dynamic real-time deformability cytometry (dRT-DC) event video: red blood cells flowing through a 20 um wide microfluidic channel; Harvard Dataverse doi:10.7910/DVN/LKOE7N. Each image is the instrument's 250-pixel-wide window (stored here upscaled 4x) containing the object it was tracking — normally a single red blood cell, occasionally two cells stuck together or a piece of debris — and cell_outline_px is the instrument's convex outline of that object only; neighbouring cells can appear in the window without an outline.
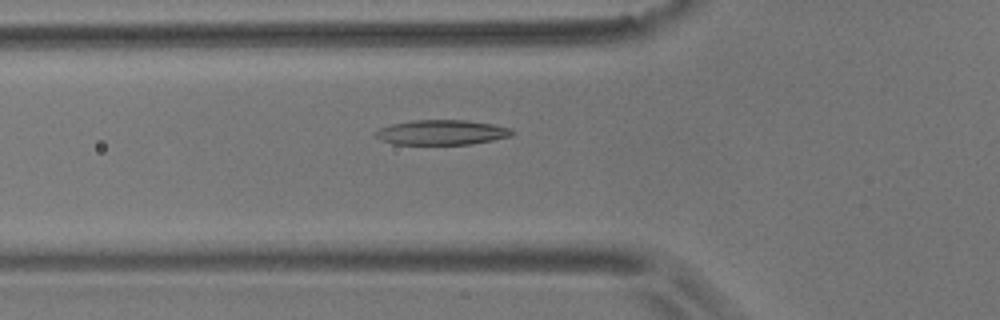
{"species": "common noctule bat (a hibernating species)", "species_latin": "Nyctalus noctula", "temperature_condition": "room temperature", "stored_images_in_passage": 52, "camera_frame_rate_fps": 3000, "um_per_image_px": 0.085, "animal": {"sex": "male", "body_mass_g": 17.9}, "frame": {"image": 1, "passage_image": 15, "time_ms": 4.667, "image_size_px": [1000, 320], "cell_outline_px": [[516, 132], [512, 136], [472, 144], [392, 144], [380, 140], [372, 132], [380, 128], [392, 124], [412, 120], [464, 120], [492, 124], [508, 128]], "centroid_in_image_um": [37.51, 11.25], "position_along_channel_um": 88.3, "area_um2": 19.83}}
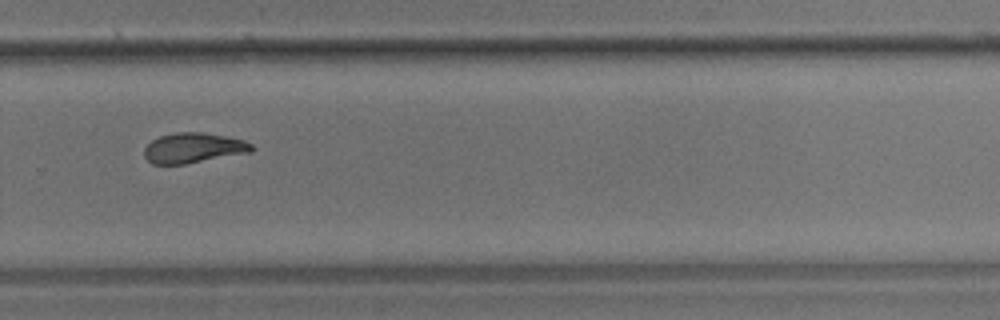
{"frame": {"image": 2, "passage_image": 34, "time_ms": 11.0, "image_size_px": [1000, 320], "cell_outline_px": [[256, 148], [252, 152], [184, 164], [152, 164], [144, 156], [144, 148], [152, 140], [160, 136], [176, 132], [204, 132], [244, 140], [252, 144]], "centroid_in_image_um": [16.45, 12.57], "position_along_channel_um": 313.3, "area_um2": 18.9}}
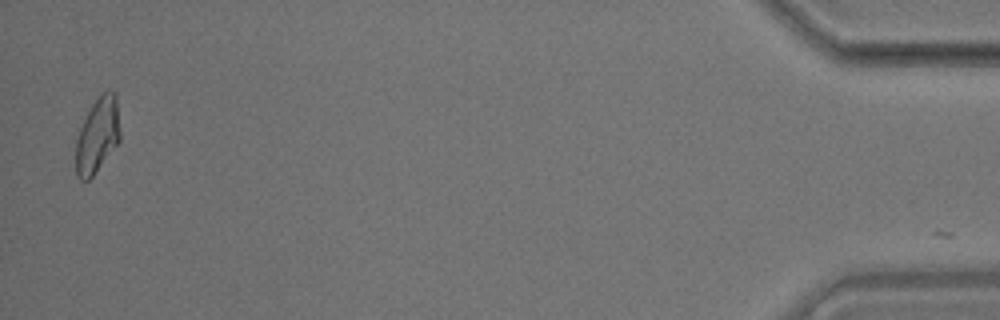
{"frame": {"image": 3, "passage_image": 51, "time_ms": 16.667, "image_size_px": [1000, 320], "cell_outline_px": [[120, 140], [92, 176], [88, 180], [80, 180], [76, 176], [76, 140], [80, 128], [92, 104], [104, 92], [116, 92], [120, 132]], "centroid_in_image_um": [8.28, 11.51], "position_along_channel_um": 426.9, "area_um2": 19.02}}